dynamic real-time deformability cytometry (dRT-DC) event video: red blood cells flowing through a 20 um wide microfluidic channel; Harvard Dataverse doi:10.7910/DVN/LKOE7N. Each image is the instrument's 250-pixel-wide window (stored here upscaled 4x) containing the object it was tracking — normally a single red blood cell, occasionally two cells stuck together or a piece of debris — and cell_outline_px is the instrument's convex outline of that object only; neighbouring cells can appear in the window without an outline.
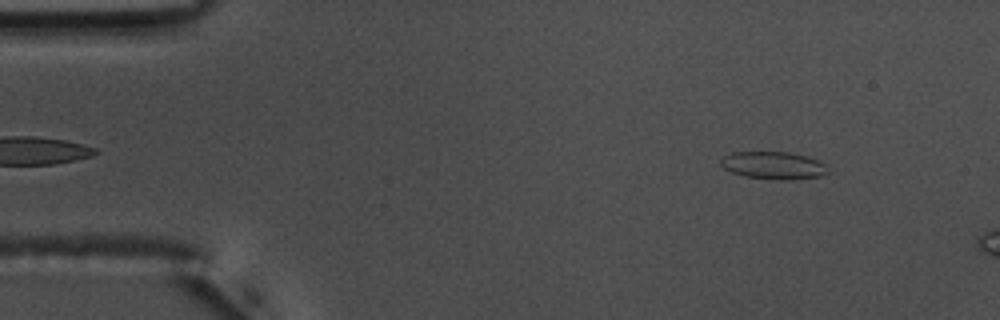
{"species": "common noctule bat (a hibernating species)", "species_latin": "Nyctalus noctula", "temperature_condition": "warm", "stored_images_in_passage": 11, "camera_frame_rate_fps": 3000, "um_per_image_px": 0.085, "animal": {"sex": "male", "body_mass_g": 17.5, "forearm_length_mm": 52.3}, "frame": {"image": 1, "passage_image": 4, "time_ms": 1.0, "image_size_px": [1000, 320], "cell_outline_px": [[832, 172], [824, 176], [788, 180], [768, 180], [744, 176], [732, 172], [724, 168], [720, 164], [720, 160], [724, 156], [732, 152], [788, 152], [808, 156], [820, 160]], "centroid_in_image_um": [65.8, 14.07], "position_along_channel_um": 19.2, "area_um2": 17.63}}